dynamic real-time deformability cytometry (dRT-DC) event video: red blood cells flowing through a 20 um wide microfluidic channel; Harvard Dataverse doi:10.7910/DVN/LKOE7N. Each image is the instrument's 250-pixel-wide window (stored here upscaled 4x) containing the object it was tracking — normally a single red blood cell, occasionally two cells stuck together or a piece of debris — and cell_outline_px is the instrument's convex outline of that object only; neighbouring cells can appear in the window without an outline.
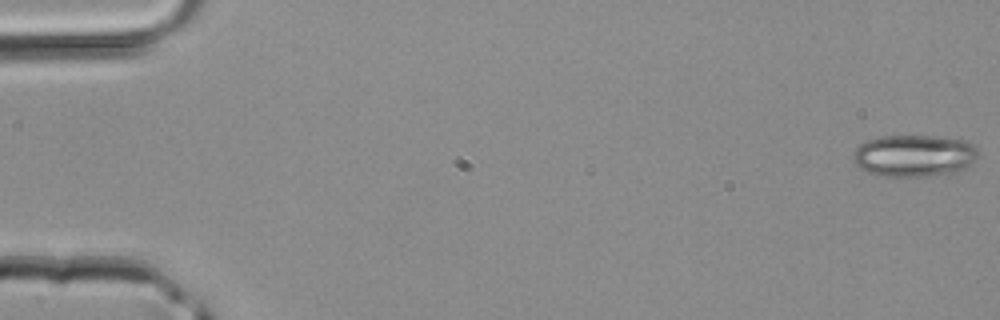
{"species": "common noctule bat (a hibernating species)", "species_latin": "Nyctalus noctula", "temperature_condition": "room temperature", "stored_images_in_passage": 34, "camera_frame_rate_fps": 3000, "um_per_image_px": 0.085, "animal": {"sex": "male", "body_mass_g": 20.4}, "frame": {"image": 1, "passage_image": 1, "time_ms": 0.0, "image_size_px": [1000, 320], "cell_outline_px": [[980, 152], [976, 160], [972, 164], [960, 172], [928, 176], [876, 176], [864, 172], [852, 160], [852, 152], [860, 144], [868, 140], [880, 136], [932, 136], [964, 140], [972, 144]], "centroid_in_image_um": [77.7, 13.25], "position_along_channel_um": 7.3, "area_um2": 31.1}}